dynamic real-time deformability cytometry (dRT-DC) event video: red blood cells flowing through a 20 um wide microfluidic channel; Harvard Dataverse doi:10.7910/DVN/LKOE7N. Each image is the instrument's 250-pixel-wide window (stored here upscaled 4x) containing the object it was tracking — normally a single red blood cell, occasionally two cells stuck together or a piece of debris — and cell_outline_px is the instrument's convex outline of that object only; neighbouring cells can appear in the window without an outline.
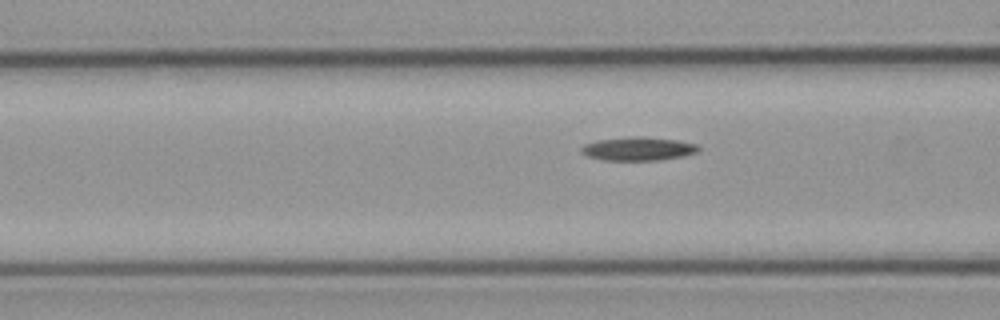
{"species": "common noctule bat (a hibernating species)", "species_latin": "Nyctalus noctula", "temperature_condition": "cold", "stored_images_in_passage": 8, "segment_of_instrument_passage": [1, 2], "camera_frame_rate_fps": 3000, "um_per_image_px": 0.085, "animal": {"sex": "male", "body_mass_g": 23.1, "forearm_length_mm": 52.7}, "frame": {"image": 1, "passage_image": 7, "time_ms": 8.333, "image_size_px": [1000, 320], "cell_outline_px": [[700, 148], [696, 152], [680, 156], [656, 160], [604, 160], [588, 156], [580, 152], [580, 148], [584, 144], [596, 140], [632, 136], [640, 136], [676, 140], [696, 144]], "centroid_in_image_um": [54.18, 12.63], "position_along_channel_um": 112.4, "area_um2": 15.9}}